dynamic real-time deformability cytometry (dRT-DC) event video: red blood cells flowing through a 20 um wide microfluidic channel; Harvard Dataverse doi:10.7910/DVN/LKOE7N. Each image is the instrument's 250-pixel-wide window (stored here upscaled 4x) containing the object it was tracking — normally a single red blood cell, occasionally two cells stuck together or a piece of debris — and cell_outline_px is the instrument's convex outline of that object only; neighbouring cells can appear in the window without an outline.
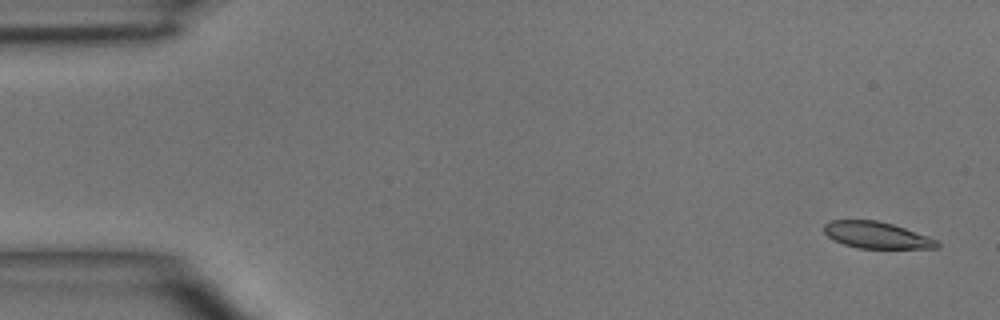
{"species": "common noctule bat (a hibernating species)", "species_latin": "Nyctalus noctula", "temperature_condition": "room temperature", "stored_images_in_passage": 4, "camera_frame_rate_fps": 3000, "um_per_image_px": 0.085, "animal": {"sex": "male", "body_mass_g": 15.6}, "frame": {"image": 1, "passage_image": 1, "time_ms": 0.0, "image_size_px": [1000, 320], "cell_outline_px": [[940, 244], [936, 248], [856, 248], [844, 244], [828, 236], [824, 232], [824, 224], [832, 220], [876, 220], [892, 224], [940, 240]], "centroid_in_image_um": [74.53, 19.98], "position_along_channel_um": 10.5, "area_um2": 17.4}}
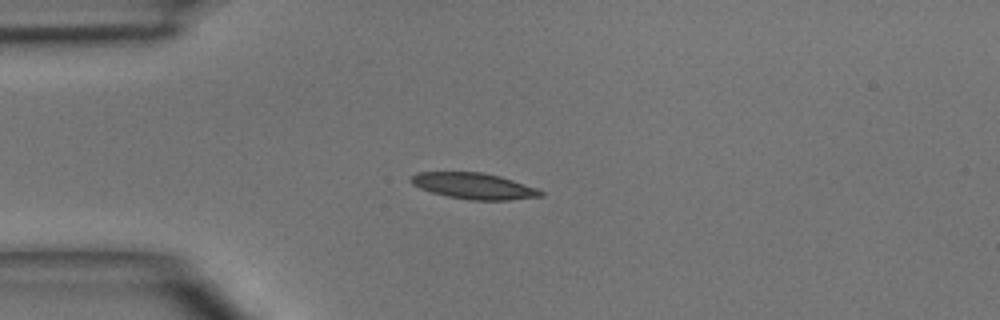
{"frame": {"image": 2, "passage_image": 4, "time_ms": 3.333, "image_size_px": [1000, 320], "cell_outline_px": [[544, 196], [508, 200], [472, 200], [448, 196], [432, 192], [420, 188], [412, 184], [408, 180], [416, 172], [484, 172], [500, 176], [536, 188], [544, 192]], "centroid_in_image_um": [40.27, 15.8], "position_along_channel_um": 44.7, "area_um2": 19.65}}